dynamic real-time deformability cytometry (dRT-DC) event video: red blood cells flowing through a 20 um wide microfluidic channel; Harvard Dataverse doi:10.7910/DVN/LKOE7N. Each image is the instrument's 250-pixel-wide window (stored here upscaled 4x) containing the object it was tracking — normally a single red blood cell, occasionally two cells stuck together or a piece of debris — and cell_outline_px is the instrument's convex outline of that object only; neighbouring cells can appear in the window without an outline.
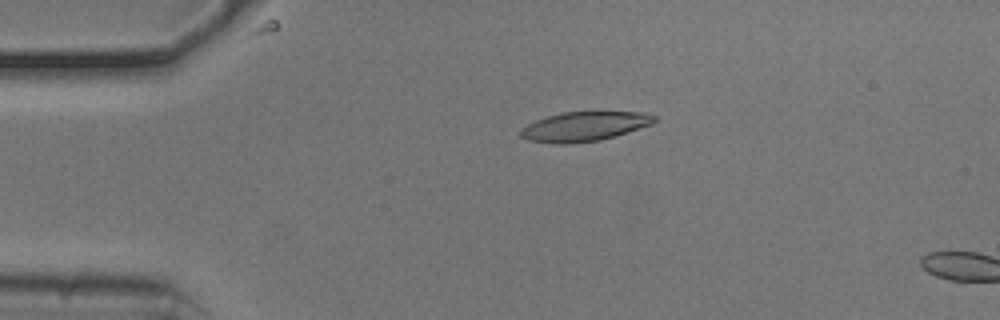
{"species": "common noctule bat (a hibernating species)", "species_latin": "Nyctalus noctula", "temperature_condition": "cold", "stored_images_in_passage": 13, "camera_frame_rate_fps": 3000, "um_per_image_px": 0.085, "animal": {"sex": "male", "body_mass_g": 20.5, "forearm_length_mm": 52.5}, "frame": {"image": 1, "passage_image": 11, "time_ms": 3.333, "image_size_px": [1000, 320], "cell_outline_px": [[656, 120], [652, 124], [600, 140], [572, 144], [556, 144], [528, 140], [520, 136], [520, 128], [536, 120], [548, 116], [564, 112], [640, 112], [656, 116]], "centroid_in_image_um": [49.62, 10.75], "position_along_channel_um": 35.4, "area_um2": 22.77}}